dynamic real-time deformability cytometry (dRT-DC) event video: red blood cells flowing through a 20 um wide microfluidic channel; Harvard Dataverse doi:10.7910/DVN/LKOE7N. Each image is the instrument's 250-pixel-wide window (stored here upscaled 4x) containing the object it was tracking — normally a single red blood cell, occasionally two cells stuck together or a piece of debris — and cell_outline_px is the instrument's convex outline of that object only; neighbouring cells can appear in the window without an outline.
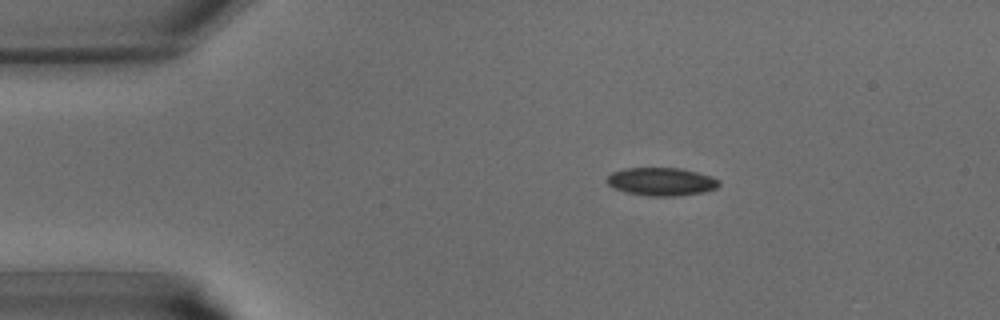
{"species": "common noctule bat (a hibernating species)", "species_latin": "Nyctalus noctula", "temperature_condition": "warm", "stored_images_in_passage": 31, "camera_frame_rate_fps": 3000, "um_per_image_px": 0.085, "animal": {"sex": "male", "body_mass_g": 15.6}, "frame": {"image": 1, "passage_image": 1, "time_ms": 0.0, "image_size_px": [1000, 320], "cell_outline_px": [[720, 184], [716, 188], [704, 192], [676, 196], [648, 196], [624, 192], [612, 188], [604, 180], [612, 172], [624, 168], [680, 168], [712, 176], [720, 180]], "centroid_in_image_um": [56.19, 15.44], "position_along_channel_um": 28.8, "area_um2": 18.55}}
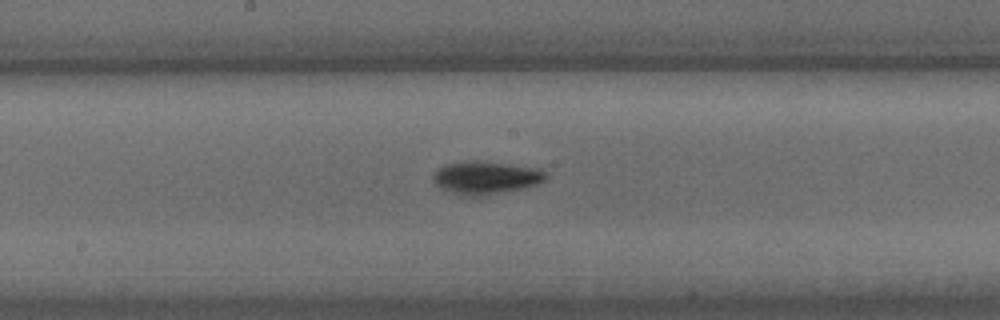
{"frame": {"image": 2, "passage_image": 15, "time_ms": 4.667, "image_size_px": [1000, 320], "cell_outline_px": [[548, 176], [540, 184], [524, 188], [480, 196], [468, 196], [452, 192], [440, 188], [436, 184], [432, 176], [432, 172], [436, 168], [444, 164], [468, 160], [480, 160], [540, 168], [548, 172]], "centroid_in_image_um": [41.31, 15.07], "position_along_channel_um": 206.9, "area_um2": 22.02}}
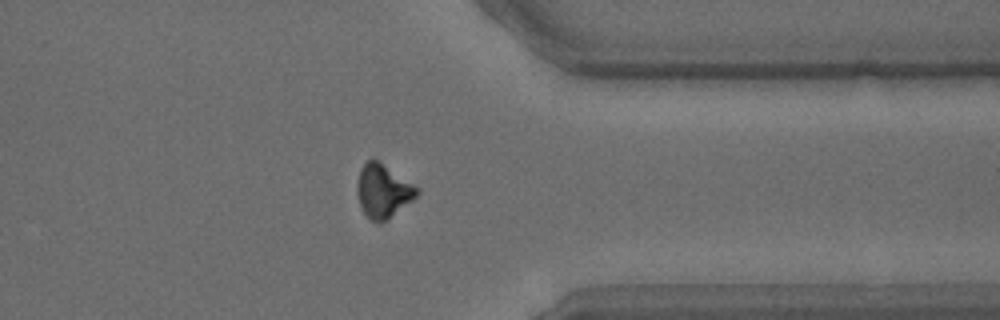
{"frame": {"image": 3, "passage_image": 26, "time_ms": 8.333, "image_size_px": [1000, 320], "cell_outline_px": [[420, 192], [412, 200], [388, 220], [380, 224], [372, 220], [360, 208], [356, 184], [360, 168], [368, 160], [380, 160], [420, 188]], "centroid_in_image_um": [32.57, 16.22], "position_along_channel_um": 378.8, "area_um2": 18.9}}